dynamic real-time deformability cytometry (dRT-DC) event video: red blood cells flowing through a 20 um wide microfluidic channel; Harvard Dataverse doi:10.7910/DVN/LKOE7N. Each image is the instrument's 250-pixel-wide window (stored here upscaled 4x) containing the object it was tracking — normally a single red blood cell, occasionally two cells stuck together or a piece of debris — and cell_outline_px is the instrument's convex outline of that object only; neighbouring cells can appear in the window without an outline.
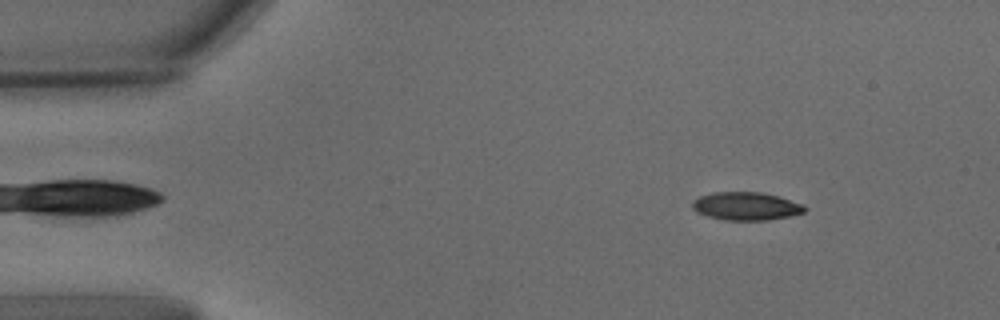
{"species": "common noctule bat (a hibernating species)", "species_latin": "Nyctalus noctula", "temperature_condition": "warm", "stored_images_in_passage": 60, "camera_frame_rate_fps": 3000, "um_per_image_px": 0.085, "animal": {"sex": "male", "body_mass_g": 15.6}, "frame": {"image": 1, "passage_image": 7, "time_ms": 2.0, "image_size_px": [1000, 320], "cell_outline_px": [[808, 208], [804, 212], [788, 216], [768, 220], [724, 220], [708, 216], [696, 212], [692, 208], [692, 200], [700, 196], [712, 192], [760, 192], [780, 196], [804, 204]], "centroid_in_image_um": [63.42, 17.51], "position_along_channel_um": 21.6, "area_um2": 18.55}}
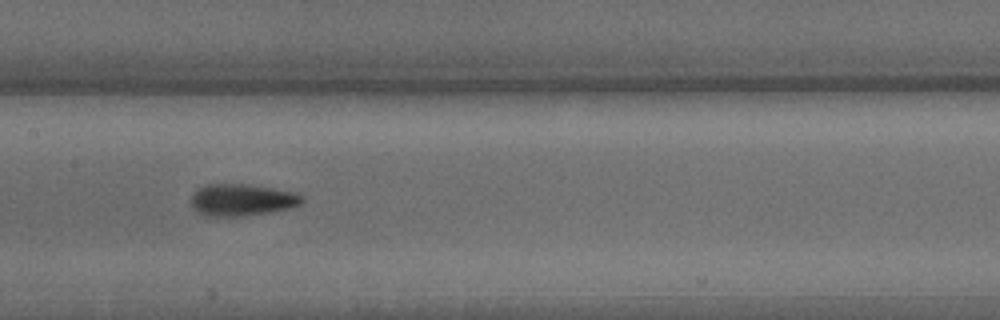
{"frame": {"image": 2, "passage_image": 29, "time_ms": 9.333, "image_size_px": [1000, 320], "cell_outline_px": [[304, 200], [300, 204], [288, 208], [272, 212], [240, 216], [204, 216], [192, 204], [192, 192], [196, 188], [204, 184], [248, 184], [296, 192], [304, 196]], "centroid_in_image_um": [20.57, 16.97], "position_along_channel_um": 186.8, "area_um2": 20.69}}
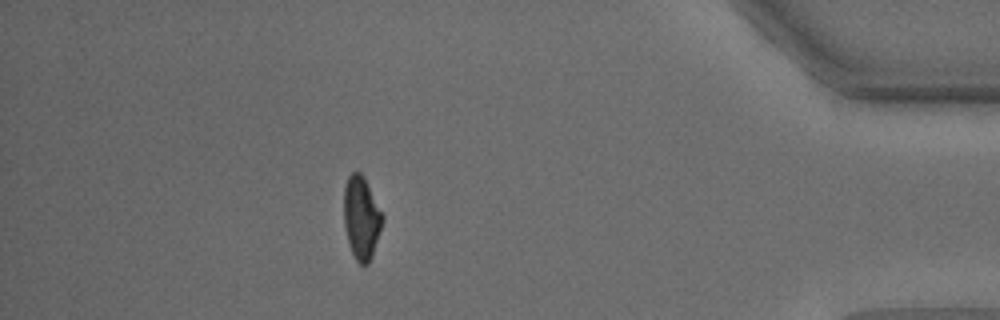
{"frame": {"image": 3, "passage_image": 53, "time_ms": 17.333, "image_size_px": [1000, 320], "cell_outline_px": [[384, 220], [372, 256], [368, 264], [360, 264], [356, 260], [348, 244], [344, 224], [344, 188], [348, 176], [352, 172], [360, 172], [364, 176], [384, 216]], "centroid_in_image_um": [30.72, 18.5], "position_along_channel_um": 404.5, "area_um2": 18.73}, "authors_computed_cell_mechanics": {"area_um2": 19.3919, "velocity_mm_per_s": 3.311, "shape_relaxation_time_tau1_ms": 4.9254, "shape_relaxation_time_tau2_ms": 1.5735, "deformation_change_tau1": 0.1773, "deformation_change_tau2": 0.0813}}